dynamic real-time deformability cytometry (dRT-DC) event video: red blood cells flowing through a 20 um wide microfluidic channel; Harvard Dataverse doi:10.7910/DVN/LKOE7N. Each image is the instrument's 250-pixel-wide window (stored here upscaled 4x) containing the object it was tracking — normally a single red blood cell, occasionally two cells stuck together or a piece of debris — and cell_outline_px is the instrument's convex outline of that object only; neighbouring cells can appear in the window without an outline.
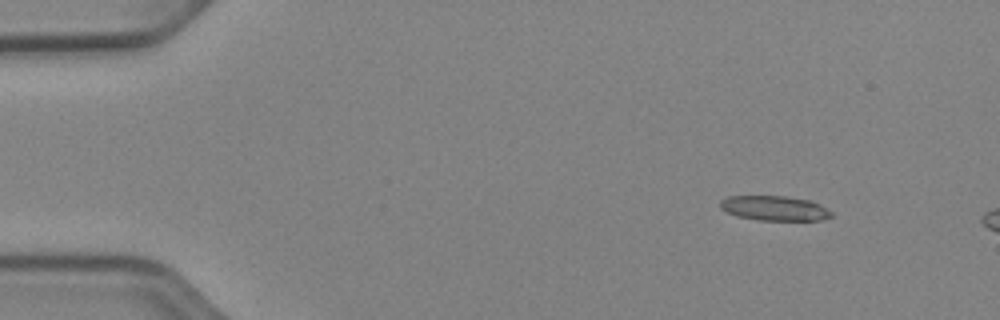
{"species": "Egyptian fruit bat (a non-hibernating species)", "species_latin": "Rousettus aegyptiacus", "temperature_condition": "cold", "stored_images_in_passage": 12, "camera_frame_rate_fps": 3000, "um_per_image_px": 0.085, "animal": {"sex": "female"}, "frame": {"image": 1, "passage_image": 7, "time_ms": 2.0, "image_size_px": [1000, 320], "cell_outline_px": [[836, 216], [824, 220], [760, 220], [736, 216], [720, 208], [720, 200], [728, 196], [784, 196], [812, 200], [820, 204], [832, 212]], "centroid_in_image_um": [65.88, 17.7], "position_along_channel_um": 19.1, "area_um2": 16.24}}